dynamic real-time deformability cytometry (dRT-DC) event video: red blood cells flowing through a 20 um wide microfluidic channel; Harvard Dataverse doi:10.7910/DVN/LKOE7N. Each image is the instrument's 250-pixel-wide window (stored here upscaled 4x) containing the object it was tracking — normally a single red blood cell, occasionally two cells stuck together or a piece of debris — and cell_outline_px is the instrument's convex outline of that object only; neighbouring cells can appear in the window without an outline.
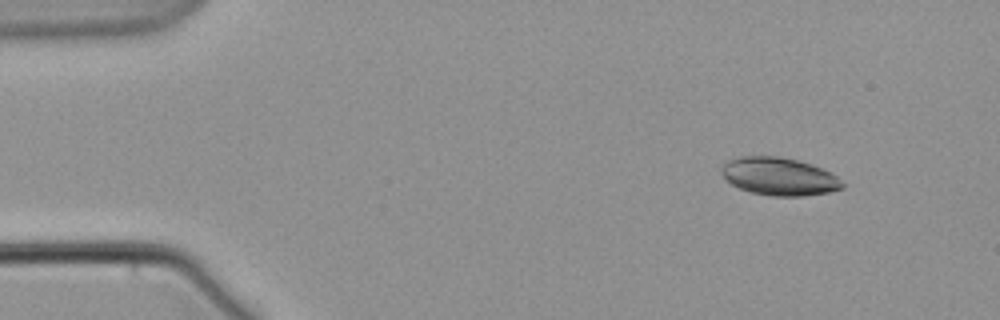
{"species": "common noctule bat (a hibernating species)", "species_latin": "Nyctalus noctula", "temperature_condition": "warm", "stored_images_in_passage": 5, "camera_frame_rate_fps": 3000, "um_per_image_px": 0.085, "animal": {"sex": "male", "body_mass_g": 21.5, "forearm_length_mm": 52.0}, "frame": {"image": 1, "passage_image": 2, "time_ms": 1.0, "image_size_px": [1000, 320], "cell_outline_px": [[844, 188], [828, 192], [804, 196], [772, 196], [752, 192], [740, 188], [732, 184], [724, 176], [720, 168], [728, 160], [740, 156], [780, 156], [812, 164], [836, 176], [844, 184]], "centroid_in_image_um": [66.23, 14.99], "position_along_channel_um": 18.8, "area_um2": 26.41}}
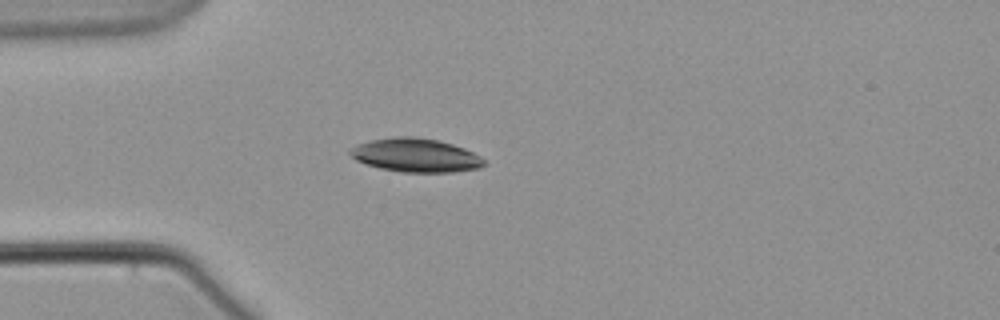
{"frame": {"image": 2, "passage_image": 5, "time_ms": 4.667, "image_size_px": [1000, 320], "cell_outline_px": [[484, 164], [480, 168], [452, 172], [400, 172], [380, 168], [356, 160], [348, 152], [356, 144], [372, 140], [392, 136], [416, 136], [440, 140], [464, 148], [480, 156], [484, 160]], "centroid_in_image_um": [35.33, 13.18], "position_along_channel_um": 49.7, "area_um2": 26.3}}